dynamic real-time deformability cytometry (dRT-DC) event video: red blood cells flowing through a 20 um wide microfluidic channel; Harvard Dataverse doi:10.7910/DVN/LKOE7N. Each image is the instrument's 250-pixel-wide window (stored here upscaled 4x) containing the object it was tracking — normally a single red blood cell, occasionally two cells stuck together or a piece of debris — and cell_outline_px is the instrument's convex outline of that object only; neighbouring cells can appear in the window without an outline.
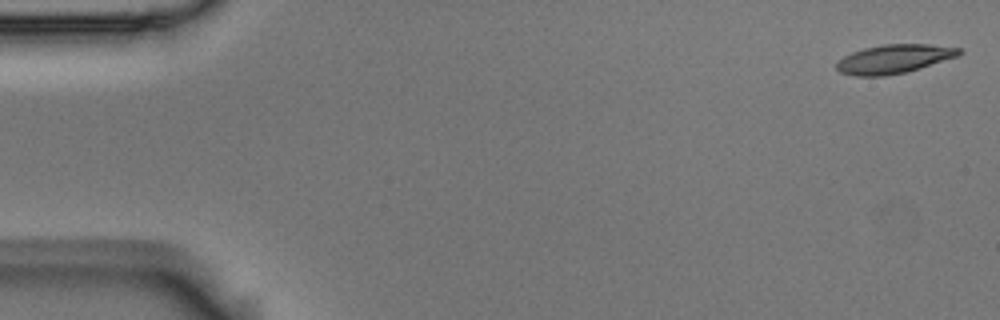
{"species": "Egyptian fruit bat (a non-hibernating species)", "species_latin": "Rousettus aegyptiacus", "temperature_condition": "room temperature", "stored_images_in_passage": 54, "camera_frame_rate_fps": 3000, "um_per_image_px": 0.085, "animal": {"sex": "male"}, "frame": {"image": 1, "passage_image": 1, "time_ms": 0.0, "image_size_px": [1000, 320], "cell_outline_px": [[964, 52], [956, 56], [920, 68], [904, 72], [884, 76], [856, 76], [840, 72], [836, 68], [836, 64], [844, 56], [852, 52], [864, 48], [884, 44], [928, 44], [960, 48]], "centroid_in_image_um": [75.97, 5.0], "position_along_channel_um": 9.0, "area_um2": 20.35}}
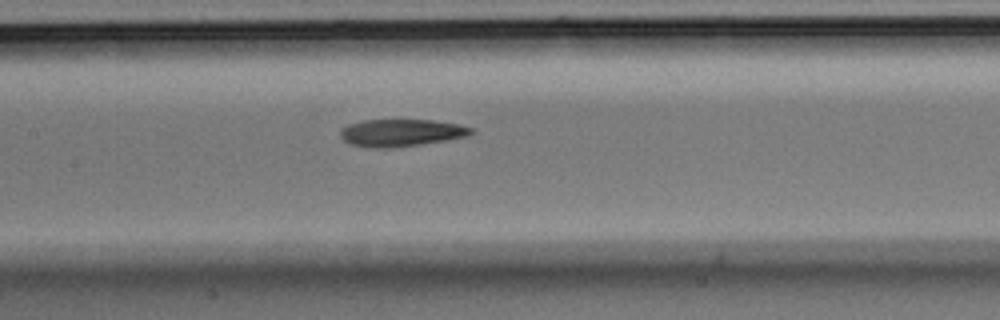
{"frame": {"image": 2, "passage_image": 25, "time_ms": 8.0, "image_size_px": [1000, 320], "cell_outline_px": [[472, 132], [468, 136], [444, 140], [392, 148], [372, 148], [352, 144], [344, 140], [340, 136], [340, 128], [348, 124], [364, 120], [432, 120], [460, 124], [472, 128]], "centroid_in_image_um": [34.06, 11.28], "position_along_channel_um": 173.3, "area_um2": 20.63}}
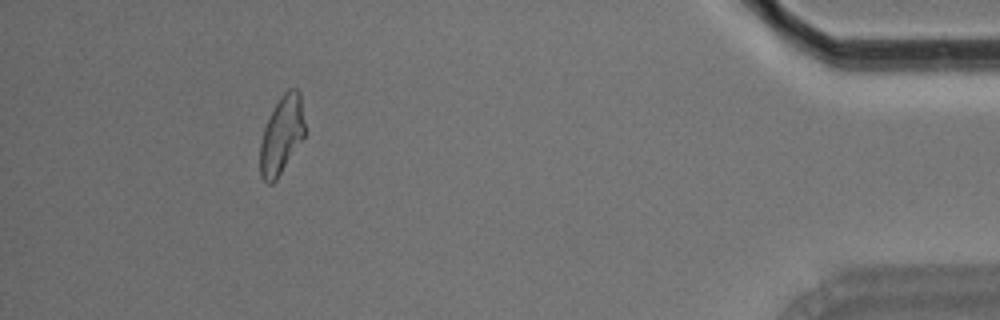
{"frame": {"image": 3, "passage_image": 49, "time_ms": 16.0, "image_size_px": [1000, 320], "cell_outline_px": [[304, 136], [276, 180], [272, 184], [268, 184], [260, 176], [260, 140], [264, 128], [276, 104], [284, 92], [288, 88], [296, 88], [300, 92], [304, 124]], "centroid_in_image_um": [23.92, 11.49], "position_along_channel_um": 411.3, "area_um2": 19.94}, "authors_computed_cell_mechanics": {"area_um2": 20.9814, "velocity_mm_per_s": 3.711, "shape_relaxation_time_tau1_ms": 6.4004, "shape_relaxation_time_tau2_ms": 7.4035, "deformation_change_tau1": 0.1929, "deformation_change_tau2": 0.1919}}